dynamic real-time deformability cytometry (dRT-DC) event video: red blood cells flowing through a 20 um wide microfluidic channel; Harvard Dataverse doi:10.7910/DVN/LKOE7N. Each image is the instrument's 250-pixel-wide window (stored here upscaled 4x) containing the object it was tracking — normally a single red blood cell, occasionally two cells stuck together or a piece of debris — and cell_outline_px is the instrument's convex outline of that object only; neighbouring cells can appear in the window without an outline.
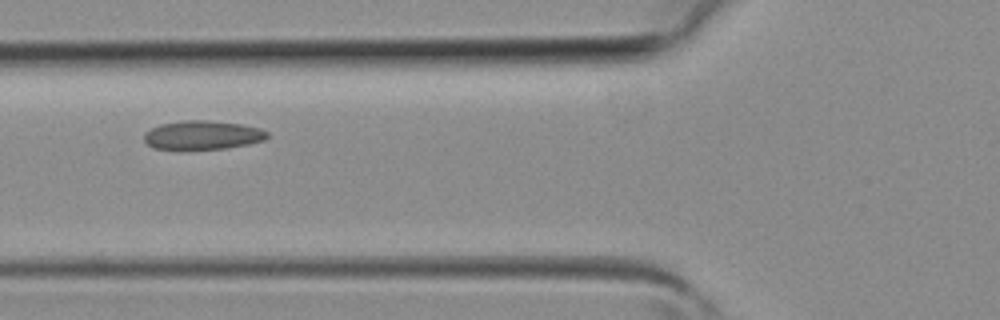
{"species": "common noctule bat (a hibernating species)", "species_latin": "Nyctalus noctula", "temperature_condition": "room temperature", "stored_images_in_passage": 3, "camera_frame_rate_fps": 3000, "um_per_image_px": 0.085, "animal": {"sex": "female", "body_mass_g": 19.3, "forearm_length_mm": 54.1}, "frame": {"image": 1, "passage_image": 3, "time_ms": 0.667, "image_size_px": [1000, 320], "cell_outline_px": [[268, 136], [264, 140], [248, 144], [224, 148], [152, 148], [144, 140], [144, 132], [160, 124], [184, 120], [208, 120], [244, 124], [260, 128], [268, 132]], "centroid_in_image_um": [17.24, 11.45], "position_along_channel_um": 108.6, "area_um2": 20.46}}